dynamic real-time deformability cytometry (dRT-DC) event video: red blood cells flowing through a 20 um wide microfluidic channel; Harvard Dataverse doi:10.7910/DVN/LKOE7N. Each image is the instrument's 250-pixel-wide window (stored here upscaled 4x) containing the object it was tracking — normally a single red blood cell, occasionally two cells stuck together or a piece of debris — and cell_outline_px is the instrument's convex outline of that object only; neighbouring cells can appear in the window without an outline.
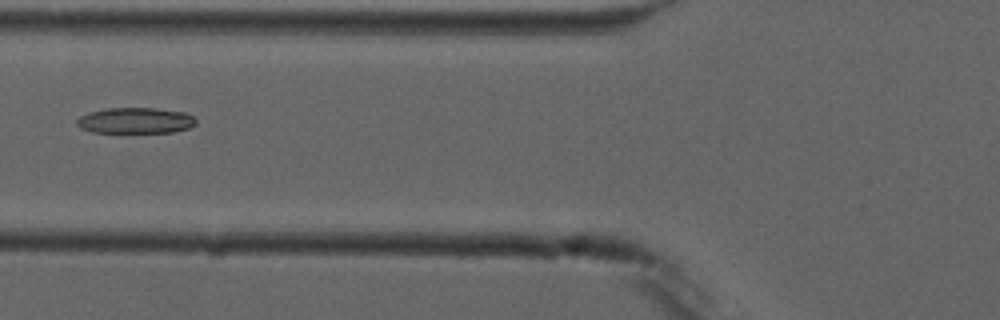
{"species": "common noctule bat (a hibernating species)", "species_latin": "Nyctalus noctula", "temperature_condition": "cold", "stored_images_in_passage": 4, "camera_frame_rate_fps": 3000, "um_per_image_px": 0.085, "animal": {"sex": "male", "forearm_length_mm": 52.5}, "frame": {"image": 1, "passage_image": 2, "time_ms": 1.333, "image_size_px": [1000, 320], "cell_outline_px": [[196, 124], [188, 128], [172, 132], [92, 132], [80, 128], [76, 124], [76, 120], [80, 116], [88, 112], [108, 108], [156, 108], [184, 112], [192, 116], [196, 120]], "centroid_in_image_um": [11.49, 10.24], "position_along_channel_um": 114.3, "area_um2": 17.92}}
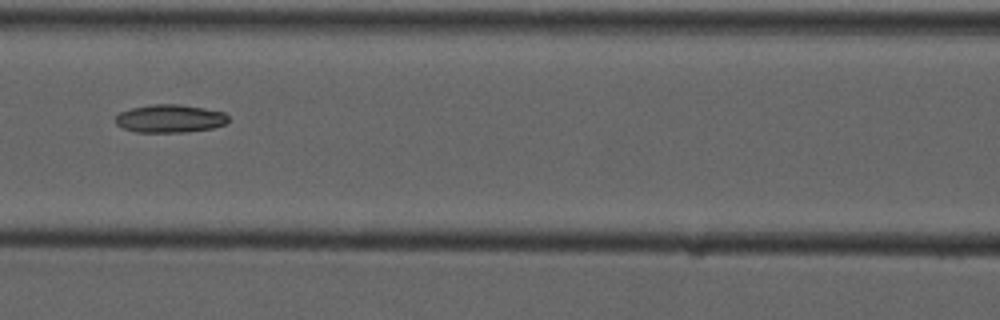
{"frame": {"image": 2, "passage_image": 3, "time_ms": 2.333, "image_size_px": [1000, 320], "cell_outline_px": [[228, 120], [224, 124], [212, 128], [184, 132], [136, 132], [124, 128], [116, 124], [116, 116], [120, 112], [132, 108], [152, 104], [180, 104], [224, 112], [228, 116]], "centroid_in_image_um": [14.43, 10.07], "position_along_channel_um": 152.2, "area_um2": 18.26}}
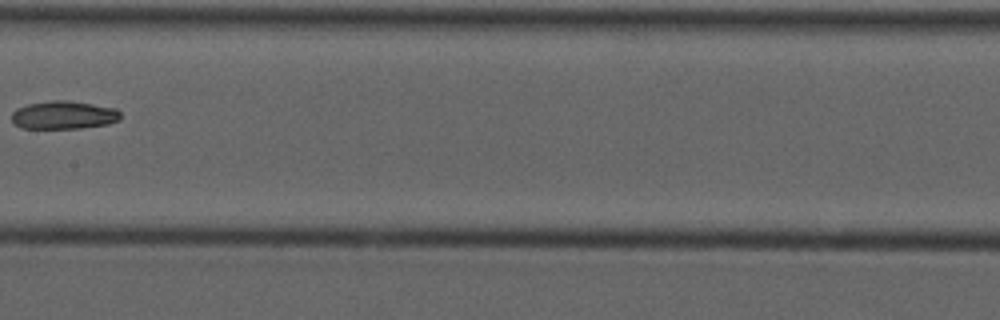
{"frame": {"image": 3, "passage_image": 4, "time_ms": 3.667, "image_size_px": [1000, 320], "cell_outline_px": [[120, 120], [108, 124], [80, 128], [24, 128], [16, 124], [12, 120], [12, 112], [16, 108], [28, 104], [52, 100], [68, 100], [116, 108], [120, 112]], "centroid_in_image_um": [5.43, 9.77], "position_along_channel_um": 202.0, "area_um2": 17.8}}